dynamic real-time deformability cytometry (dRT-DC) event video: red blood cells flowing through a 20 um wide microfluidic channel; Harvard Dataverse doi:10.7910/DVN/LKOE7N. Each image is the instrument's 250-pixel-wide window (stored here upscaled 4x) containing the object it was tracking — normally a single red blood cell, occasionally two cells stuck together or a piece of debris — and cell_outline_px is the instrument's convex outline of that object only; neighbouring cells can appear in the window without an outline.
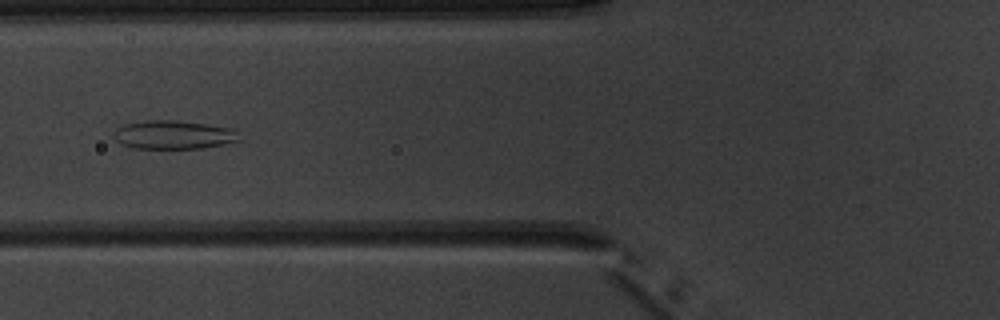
{"species": "common noctule bat (a hibernating species)", "species_latin": "Nyctalus noctula", "temperature_condition": "warm", "stored_images_in_passage": 6, "camera_frame_rate_fps": 3000, "um_per_image_px": 0.085, "animal": {"sex": "male", "body_mass_g": 20.1, "forearm_length_mm": 53.5}, "frame": {"image": 1, "passage_image": 5, "time_ms": 4.667, "image_size_px": [1000, 320], "cell_outline_px": [[240, 140], [224, 144], [200, 148], [132, 148], [120, 144], [112, 136], [116, 128], [124, 124], [148, 120], [176, 120], [232, 128], [236, 132]], "centroid_in_image_um": [14.69, 11.45], "position_along_channel_um": 111.1, "area_um2": 20.81}}